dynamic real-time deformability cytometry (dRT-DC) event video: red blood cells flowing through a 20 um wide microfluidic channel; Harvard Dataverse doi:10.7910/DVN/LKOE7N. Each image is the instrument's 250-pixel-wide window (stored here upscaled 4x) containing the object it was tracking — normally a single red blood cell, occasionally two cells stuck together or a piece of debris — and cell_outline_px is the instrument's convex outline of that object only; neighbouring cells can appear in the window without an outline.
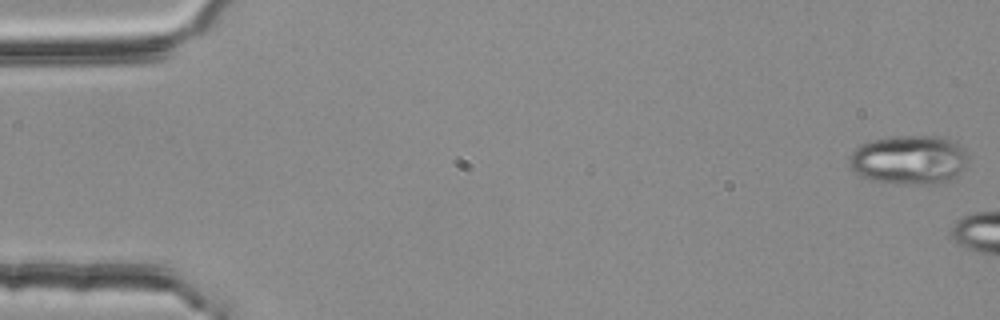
{"species": "common noctule bat (a hibernating species)", "species_latin": "Nyctalus noctula", "temperature_condition": "room temperature", "stored_images_in_passage": 45, "camera_frame_rate_fps": 3000, "um_per_image_px": 0.085, "animal": {"sex": "female", "body_mass_g": 25.1}, "frame": {"image": 1, "passage_image": 1, "time_ms": 0.0, "image_size_px": [1000, 320], "cell_outline_px": [[968, 168], [956, 180], [940, 184], [892, 184], [872, 180], [860, 176], [848, 164], [848, 156], [860, 144], [872, 140], [896, 136], [940, 136], [956, 140], [960, 144], [968, 156]], "centroid_in_image_um": [77.36, 13.61], "position_along_channel_um": 7.6, "area_um2": 35.2}}
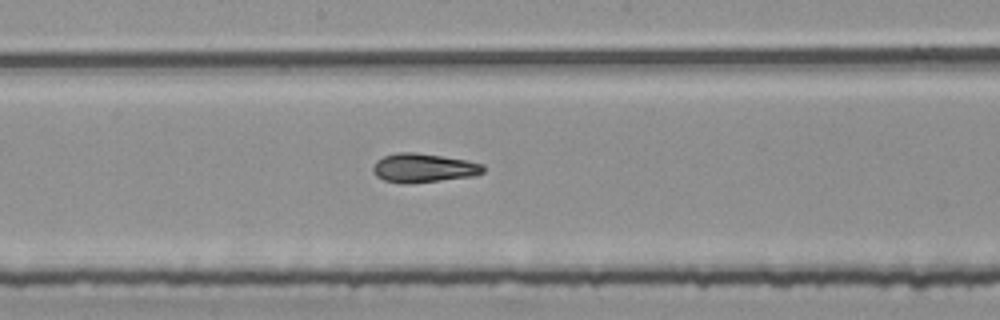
{"frame": {"image": 2, "passage_image": 29, "time_ms": 9.333, "image_size_px": [1000, 320], "cell_outline_px": [[484, 172], [476, 176], [440, 180], [384, 180], [376, 176], [372, 172], [372, 168], [376, 160], [384, 156], [396, 152], [416, 152], [464, 160], [484, 164]], "centroid_in_image_um": [36.02, 14.22], "position_along_channel_um": 212.2, "area_um2": 17.8}}
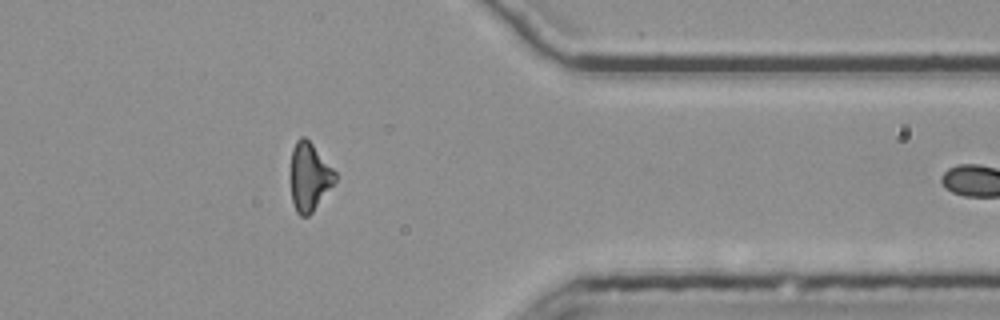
{"frame": {"image": 3, "passage_image": 44, "time_ms": 14.333, "image_size_px": [1000, 320], "cell_outline_px": [[336, 180], [312, 212], [308, 216], [300, 216], [296, 212], [292, 200], [292, 148], [296, 140], [300, 136], [304, 136], [312, 144], [336, 172]], "centroid_in_image_um": [26.3, 15.02], "position_along_channel_um": 385.1, "area_um2": 17.22}}